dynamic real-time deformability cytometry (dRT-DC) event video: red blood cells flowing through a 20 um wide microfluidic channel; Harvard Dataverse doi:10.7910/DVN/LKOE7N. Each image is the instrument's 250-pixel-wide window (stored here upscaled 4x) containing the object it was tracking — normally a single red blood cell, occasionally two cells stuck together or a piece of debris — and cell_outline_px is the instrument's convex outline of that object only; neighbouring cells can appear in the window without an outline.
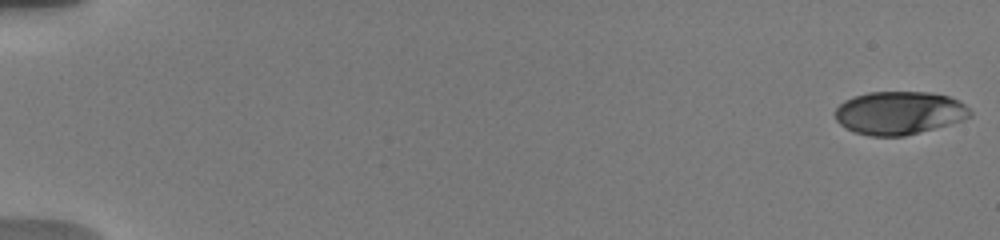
{"species": "human", "species_latin": "Homo sapiens", "temperature_condition": "warm", "stored_images_in_passage": 47, "camera_frame_rate_fps": 3000, "um_per_image_px": 0.085, "donor": {"sex": "male"}, "frame": {"image": 1, "passage_image": 1, "time_ms": 0.0, "image_size_px": [1000, 240], "cell_outline_px": [[972, 116], [964, 120], [904, 136], [872, 136], [852, 132], [840, 124], [836, 120], [836, 108], [844, 100], [868, 92], [928, 92], [948, 96], [960, 100], [972, 112]], "centroid_in_image_um": [76.45, 9.6], "position_along_channel_um": 8.6, "area_um2": 33.93}}
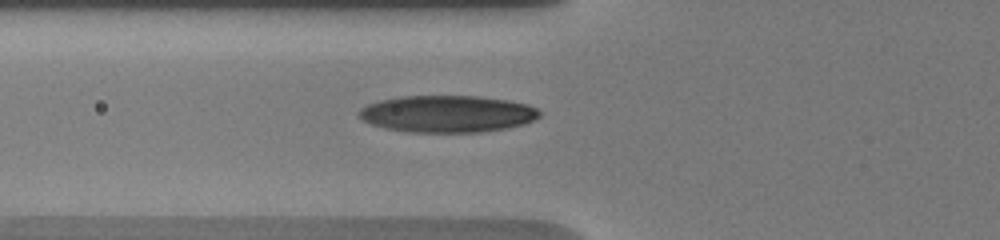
{"frame": {"image": 2, "passage_image": 18, "time_ms": 7.0, "image_size_px": [1000, 240], "cell_outline_px": [[540, 116], [524, 124], [508, 128], [480, 132], [408, 132], [384, 128], [372, 124], [364, 120], [356, 112], [360, 108], [368, 104], [380, 100], [404, 96], [476, 96], [508, 100], [528, 104], [536, 108], [540, 112]], "centroid_in_image_um": [38.02, 9.68], "position_along_channel_um": 87.8, "area_um2": 38.84}}
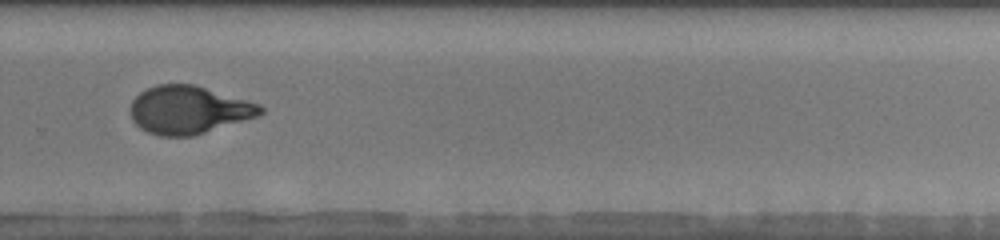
{"frame": {"image": 3, "passage_image": 30, "time_ms": 13.0, "image_size_px": [1000, 240], "cell_outline_px": [[264, 112], [256, 116], [192, 136], [160, 136], [148, 132], [140, 128], [132, 120], [128, 112], [128, 108], [132, 100], [140, 92], [156, 84], [192, 84], [248, 100], [260, 104], [264, 108]], "centroid_in_image_um": [15.98, 9.33], "position_along_channel_um": 313.8, "area_um2": 36.24}, "authors_computed_cell_mechanics": {"area_um2": 36.3562, "velocity_mm_per_s": 3.7637, "shape_relaxation_time_tau1_ms": 4.5003, "shape_relaxation_time_tau2_ms": 0.9621, "deformation_change_tau1": 0.2099, "deformation_change_tau2": 0.0634}}